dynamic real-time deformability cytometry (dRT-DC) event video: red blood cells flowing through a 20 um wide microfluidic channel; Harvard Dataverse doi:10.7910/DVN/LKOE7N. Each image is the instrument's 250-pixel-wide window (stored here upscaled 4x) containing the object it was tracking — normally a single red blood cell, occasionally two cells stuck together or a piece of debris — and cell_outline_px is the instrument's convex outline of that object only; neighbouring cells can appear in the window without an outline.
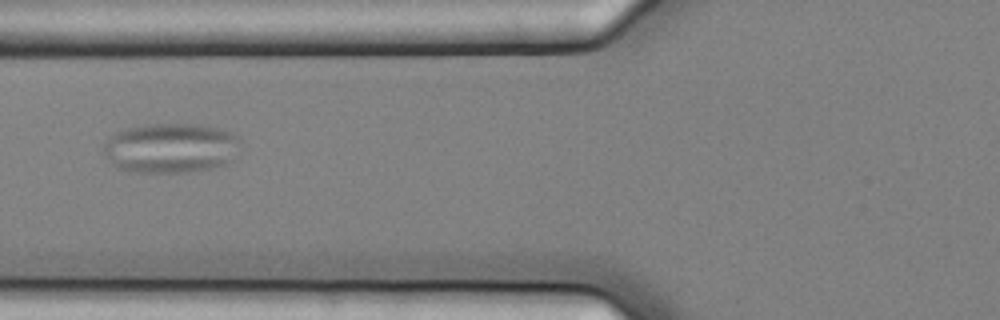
{"species": "common noctule bat (a hibernating species)", "species_latin": "Nyctalus noctula", "temperature_condition": "cold", "stored_images_in_passage": 17, "camera_frame_rate_fps": 3000, "um_per_image_px": 0.085, "animal": {"sex": "female", "body_mass_g": 25.1}, "frame": {"image": 1, "passage_image": 9, "time_ms": 2.667, "image_size_px": [1000, 320], "cell_outline_px": [[240, 140], [228, 164], [212, 168], [184, 172], [128, 172], [112, 164], [104, 152], [104, 144], [116, 132], [128, 128], [144, 124], [196, 124], [216, 128], [232, 132], [240, 136]], "centroid_in_image_um": [14.51, 12.58], "position_along_channel_um": 111.3, "area_um2": 39.54}}
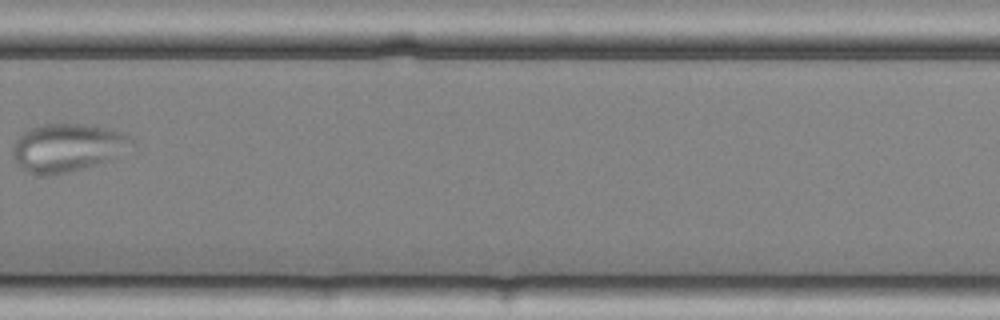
{"frame": {"image": 2, "passage_image": 14, "time_ms": 4.333, "image_size_px": [1000, 320], "cell_outline_px": [[132, 140], [104, 160], [84, 168], [68, 172], [48, 176], [40, 176], [28, 172], [20, 168], [16, 164], [12, 156], [12, 148], [16, 140], [28, 128], [44, 124], [88, 124], [128, 132]], "centroid_in_image_um": [5.58, 12.54], "position_along_channel_um": 324.2, "area_um2": 32.66}}
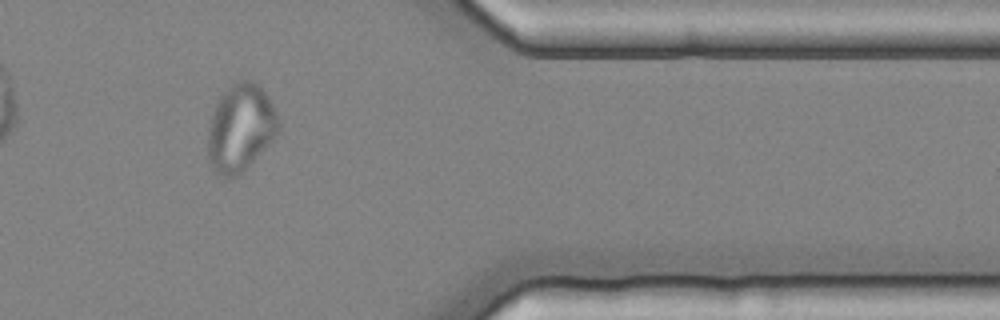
{"frame": {"image": 3, "passage_image": 16, "time_ms": 5.0, "image_size_px": [1000, 320], "cell_outline_px": [[280, 128], [268, 144], [236, 176], [224, 176], [216, 172], [212, 168], [208, 160], [208, 132], [212, 112], [216, 104], [224, 92], [232, 84], [240, 80], [248, 80], [256, 84], [268, 96], [280, 120]], "centroid_in_image_um": [20.43, 10.85], "position_along_channel_um": 391.0, "area_um2": 35.08}}